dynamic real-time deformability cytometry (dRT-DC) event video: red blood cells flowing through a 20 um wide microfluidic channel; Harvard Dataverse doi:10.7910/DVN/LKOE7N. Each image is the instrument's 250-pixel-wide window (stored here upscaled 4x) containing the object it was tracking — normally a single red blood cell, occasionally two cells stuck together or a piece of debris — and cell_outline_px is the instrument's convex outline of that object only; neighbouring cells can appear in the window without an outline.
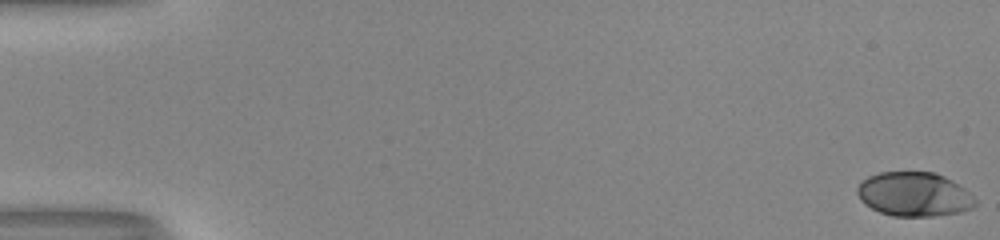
{"species": "human", "species_latin": "Homo sapiens", "temperature_condition": "room temperature", "stored_images_in_passage": 53, "camera_frame_rate_fps": 3000, "um_per_image_px": 0.085, "donor": {"sex": "male"}, "frame": {"image": 1, "passage_image": 1, "time_ms": 0.0, "image_size_px": [1000, 240], "cell_outline_px": [[976, 204], [972, 208], [960, 212], [932, 216], [892, 216], [880, 212], [864, 204], [860, 200], [856, 192], [856, 188], [868, 176], [880, 172], [932, 172], [944, 176], [952, 180], [964, 188], [976, 200]], "centroid_in_image_um": [77.68, 16.51], "position_along_channel_um": 7.3, "area_um2": 30.35}}
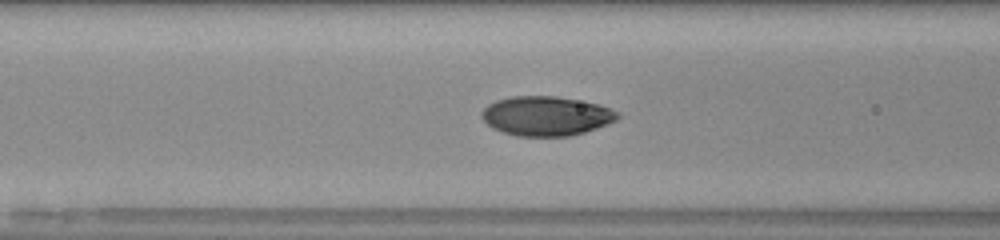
{"frame": {"image": 2, "passage_image": 23, "time_ms": 7.333, "image_size_px": [1000, 240], "cell_outline_px": [[620, 116], [616, 120], [608, 124], [584, 132], [568, 136], [516, 136], [492, 128], [480, 116], [480, 112], [488, 104], [496, 100], [512, 96], [556, 96], [600, 104], [620, 112]], "centroid_in_image_um": [46.43, 9.85], "position_along_channel_um": 120.2, "area_um2": 31.33}}
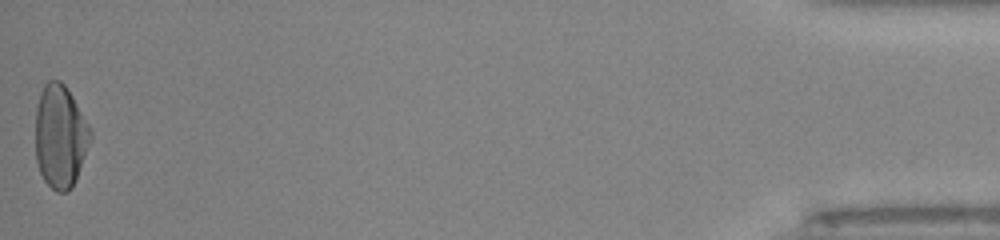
{"frame": {"image": 3, "passage_image": 53, "time_ms": 17.333, "image_size_px": [1000, 240], "cell_outline_px": [[92, 140], [76, 180], [72, 188], [68, 192], [56, 192], [44, 180], [40, 172], [36, 160], [36, 108], [40, 92], [44, 84], [48, 80], [60, 80], [64, 84], [72, 96], [92, 128]], "centroid_in_image_um": [5.14, 11.6], "position_along_channel_um": 430.1, "area_um2": 33.47}, "authors_computed_cell_mechanics": {"area_um2": 31.2698, "velocity_mm_per_s": 4.0549, "shape_relaxation_time_tau1_ms": 3.4121, "shape_relaxation_time_tau2_ms": null, "deformation_change_tau1": 0.178, "deformation_change_tau2": null}}